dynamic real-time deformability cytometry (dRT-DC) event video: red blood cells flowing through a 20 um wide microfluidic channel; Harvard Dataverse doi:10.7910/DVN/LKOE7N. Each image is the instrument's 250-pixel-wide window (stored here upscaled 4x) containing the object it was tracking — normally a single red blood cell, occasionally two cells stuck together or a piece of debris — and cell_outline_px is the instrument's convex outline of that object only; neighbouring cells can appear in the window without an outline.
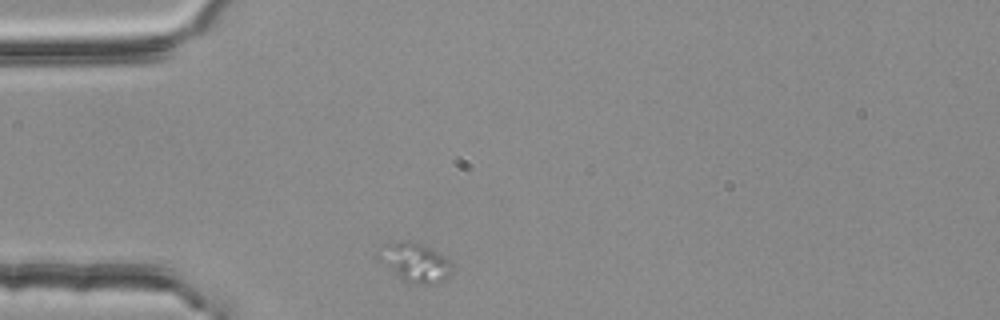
{"species": "common noctule bat (a hibernating species)", "species_latin": "Nyctalus noctula", "temperature_condition": "room temperature", "stored_images_in_passage": 6, "camera_frame_rate_fps": 3000, "um_per_image_px": 0.085, "animal": {"sex": "female", "body_mass_g": 25.1}, "frame": {"image": 1, "passage_image": 1, "time_ms": 0.0, "image_size_px": [1000, 320], "cell_outline_px": [[452, 272], [444, 280], [436, 284], [416, 284], [400, 280], [376, 256], [384, 244], [400, 240], [412, 240], [444, 256], [452, 264]], "centroid_in_image_um": [35.26, 22.31], "position_along_channel_um": 49.7, "area_um2": 16.76}}